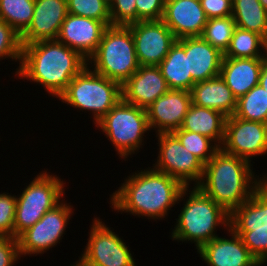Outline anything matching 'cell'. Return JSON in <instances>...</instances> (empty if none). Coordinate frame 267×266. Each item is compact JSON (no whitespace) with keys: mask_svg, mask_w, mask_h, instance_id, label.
Returning <instances> with one entry per match:
<instances>
[{"mask_svg":"<svg viewBox=\"0 0 267 266\" xmlns=\"http://www.w3.org/2000/svg\"><path fill=\"white\" fill-rule=\"evenodd\" d=\"M136 172L129 174L121 187L109 195L110 207L121 214L127 212L147 219H164L171 208L179 203L185 186L151 167Z\"/></svg>","mask_w":267,"mask_h":266,"instance_id":"6da1fadb","label":"cell"},{"mask_svg":"<svg viewBox=\"0 0 267 266\" xmlns=\"http://www.w3.org/2000/svg\"><path fill=\"white\" fill-rule=\"evenodd\" d=\"M88 61L57 40L22 45L21 61L15 75L42 85L50 97L58 98Z\"/></svg>","mask_w":267,"mask_h":266,"instance_id":"7a4b0ae2","label":"cell"},{"mask_svg":"<svg viewBox=\"0 0 267 266\" xmlns=\"http://www.w3.org/2000/svg\"><path fill=\"white\" fill-rule=\"evenodd\" d=\"M252 165L220 148L205 164L202 179L197 187L231 214L258 188L262 177L255 175Z\"/></svg>","mask_w":267,"mask_h":266,"instance_id":"3957f363","label":"cell"},{"mask_svg":"<svg viewBox=\"0 0 267 266\" xmlns=\"http://www.w3.org/2000/svg\"><path fill=\"white\" fill-rule=\"evenodd\" d=\"M186 195L187 199L184 198ZM182 200L184 206L171 232L173 240L184 243L190 241L195 244L198 251L204 244L219 236L216 231L220 226H225L226 230L229 228L230 214L197 186L190 189L185 187L180 194L179 202Z\"/></svg>","mask_w":267,"mask_h":266,"instance_id":"277c9868","label":"cell"},{"mask_svg":"<svg viewBox=\"0 0 267 266\" xmlns=\"http://www.w3.org/2000/svg\"><path fill=\"white\" fill-rule=\"evenodd\" d=\"M88 66L122 86L140 67L131 29L123 25L108 26Z\"/></svg>","mask_w":267,"mask_h":266,"instance_id":"5b68a950","label":"cell"},{"mask_svg":"<svg viewBox=\"0 0 267 266\" xmlns=\"http://www.w3.org/2000/svg\"><path fill=\"white\" fill-rule=\"evenodd\" d=\"M121 85L96 72L88 65L68 84L58 97L75 109L91 112L93 122L100 121L121 100Z\"/></svg>","mask_w":267,"mask_h":266,"instance_id":"8992f818","label":"cell"},{"mask_svg":"<svg viewBox=\"0 0 267 266\" xmlns=\"http://www.w3.org/2000/svg\"><path fill=\"white\" fill-rule=\"evenodd\" d=\"M95 126L105 133L123 160L143 148V136L145 132H151L146 109L127 103L122 98Z\"/></svg>","mask_w":267,"mask_h":266,"instance_id":"52a82bcc","label":"cell"},{"mask_svg":"<svg viewBox=\"0 0 267 266\" xmlns=\"http://www.w3.org/2000/svg\"><path fill=\"white\" fill-rule=\"evenodd\" d=\"M49 173L41 171L21 194L16 195L15 238L63 201L66 183L59 176Z\"/></svg>","mask_w":267,"mask_h":266,"instance_id":"ba28073f","label":"cell"},{"mask_svg":"<svg viewBox=\"0 0 267 266\" xmlns=\"http://www.w3.org/2000/svg\"><path fill=\"white\" fill-rule=\"evenodd\" d=\"M90 226L87 246L76 261L78 266H137L129 245L102 219L94 217Z\"/></svg>","mask_w":267,"mask_h":266,"instance_id":"9c48e42d","label":"cell"},{"mask_svg":"<svg viewBox=\"0 0 267 266\" xmlns=\"http://www.w3.org/2000/svg\"><path fill=\"white\" fill-rule=\"evenodd\" d=\"M73 211V206L63 200L55 208L47 211L32 227L22 232L17 237L20 257L44 254L60 243L63 234H66Z\"/></svg>","mask_w":267,"mask_h":266,"instance_id":"30bf717a","label":"cell"},{"mask_svg":"<svg viewBox=\"0 0 267 266\" xmlns=\"http://www.w3.org/2000/svg\"><path fill=\"white\" fill-rule=\"evenodd\" d=\"M156 137L159 154L153 169L177 179L185 187H189L191 182L197 186L202 179L205 164L189 152L173 133H160Z\"/></svg>","mask_w":267,"mask_h":266,"instance_id":"8fae6325","label":"cell"},{"mask_svg":"<svg viewBox=\"0 0 267 266\" xmlns=\"http://www.w3.org/2000/svg\"><path fill=\"white\" fill-rule=\"evenodd\" d=\"M220 148L251 163V158L267 154V124L227 117Z\"/></svg>","mask_w":267,"mask_h":266,"instance_id":"7c38bea8","label":"cell"},{"mask_svg":"<svg viewBox=\"0 0 267 266\" xmlns=\"http://www.w3.org/2000/svg\"><path fill=\"white\" fill-rule=\"evenodd\" d=\"M127 26L132 32L140 66H158L177 40L162 20L139 21Z\"/></svg>","mask_w":267,"mask_h":266,"instance_id":"4fadbf2b","label":"cell"},{"mask_svg":"<svg viewBox=\"0 0 267 266\" xmlns=\"http://www.w3.org/2000/svg\"><path fill=\"white\" fill-rule=\"evenodd\" d=\"M191 105L190 91L169 89L146 109L150 130L156 134L178 130Z\"/></svg>","mask_w":267,"mask_h":266,"instance_id":"5bb4252c","label":"cell"},{"mask_svg":"<svg viewBox=\"0 0 267 266\" xmlns=\"http://www.w3.org/2000/svg\"><path fill=\"white\" fill-rule=\"evenodd\" d=\"M107 27L102 21L68 13L56 40L88 61L96 52Z\"/></svg>","mask_w":267,"mask_h":266,"instance_id":"9a60e30c","label":"cell"},{"mask_svg":"<svg viewBox=\"0 0 267 266\" xmlns=\"http://www.w3.org/2000/svg\"><path fill=\"white\" fill-rule=\"evenodd\" d=\"M169 90L158 66H140L121 86L122 99L132 105L147 109Z\"/></svg>","mask_w":267,"mask_h":266,"instance_id":"2e32d148","label":"cell"},{"mask_svg":"<svg viewBox=\"0 0 267 266\" xmlns=\"http://www.w3.org/2000/svg\"><path fill=\"white\" fill-rule=\"evenodd\" d=\"M67 15L66 0H35L33 19L20 36L21 45L41 40H56Z\"/></svg>","mask_w":267,"mask_h":266,"instance_id":"e0dca14e","label":"cell"},{"mask_svg":"<svg viewBox=\"0 0 267 266\" xmlns=\"http://www.w3.org/2000/svg\"><path fill=\"white\" fill-rule=\"evenodd\" d=\"M207 20L199 0H165L162 21L176 39L201 36Z\"/></svg>","mask_w":267,"mask_h":266,"instance_id":"ac0fdd59","label":"cell"},{"mask_svg":"<svg viewBox=\"0 0 267 266\" xmlns=\"http://www.w3.org/2000/svg\"><path fill=\"white\" fill-rule=\"evenodd\" d=\"M229 239L217 236L197 252L208 266H261L243 244L240 236L227 229Z\"/></svg>","mask_w":267,"mask_h":266,"instance_id":"d6986e66","label":"cell"},{"mask_svg":"<svg viewBox=\"0 0 267 266\" xmlns=\"http://www.w3.org/2000/svg\"><path fill=\"white\" fill-rule=\"evenodd\" d=\"M188 55V74L195 82L205 81L220 75L224 54L212 47L201 36L176 40Z\"/></svg>","mask_w":267,"mask_h":266,"instance_id":"ffe728a7","label":"cell"},{"mask_svg":"<svg viewBox=\"0 0 267 266\" xmlns=\"http://www.w3.org/2000/svg\"><path fill=\"white\" fill-rule=\"evenodd\" d=\"M265 58H223L220 76L236 99L259 84Z\"/></svg>","mask_w":267,"mask_h":266,"instance_id":"44dd1931","label":"cell"},{"mask_svg":"<svg viewBox=\"0 0 267 266\" xmlns=\"http://www.w3.org/2000/svg\"><path fill=\"white\" fill-rule=\"evenodd\" d=\"M190 93L192 104L220 111L227 117L235 113L237 99L220 75L196 82Z\"/></svg>","mask_w":267,"mask_h":266,"instance_id":"7402d4cb","label":"cell"},{"mask_svg":"<svg viewBox=\"0 0 267 266\" xmlns=\"http://www.w3.org/2000/svg\"><path fill=\"white\" fill-rule=\"evenodd\" d=\"M226 119L227 116L220 111L192 104L181 129L204 135L221 147L224 141Z\"/></svg>","mask_w":267,"mask_h":266,"instance_id":"603a6c76","label":"cell"},{"mask_svg":"<svg viewBox=\"0 0 267 266\" xmlns=\"http://www.w3.org/2000/svg\"><path fill=\"white\" fill-rule=\"evenodd\" d=\"M158 67L169 89L190 91L196 83L191 74H188V55L177 41Z\"/></svg>","mask_w":267,"mask_h":266,"instance_id":"cb8c5ba5","label":"cell"},{"mask_svg":"<svg viewBox=\"0 0 267 266\" xmlns=\"http://www.w3.org/2000/svg\"><path fill=\"white\" fill-rule=\"evenodd\" d=\"M232 17L237 27L256 32L267 40V11L259 0H233Z\"/></svg>","mask_w":267,"mask_h":266,"instance_id":"d4e9b609","label":"cell"},{"mask_svg":"<svg viewBox=\"0 0 267 266\" xmlns=\"http://www.w3.org/2000/svg\"><path fill=\"white\" fill-rule=\"evenodd\" d=\"M267 40L256 32L235 27L224 58H266Z\"/></svg>","mask_w":267,"mask_h":266,"instance_id":"484cf974","label":"cell"},{"mask_svg":"<svg viewBox=\"0 0 267 266\" xmlns=\"http://www.w3.org/2000/svg\"><path fill=\"white\" fill-rule=\"evenodd\" d=\"M267 225V198L257 189L230 214L229 226Z\"/></svg>","mask_w":267,"mask_h":266,"instance_id":"4316f807","label":"cell"},{"mask_svg":"<svg viewBox=\"0 0 267 266\" xmlns=\"http://www.w3.org/2000/svg\"><path fill=\"white\" fill-rule=\"evenodd\" d=\"M234 116L267 124V92L257 84L245 95L237 99Z\"/></svg>","mask_w":267,"mask_h":266,"instance_id":"83f0119b","label":"cell"},{"mask_svg":"<svg viewBox=\"0 0 267 266\" xmlns=\"http://www.w3.org/2000/svg\"><path fill=\"white\" fill-rule=\"evenodd\" d=\"M35 0H0V18L20 36L32 22Z\"/></svg>","mask_w":267,"mask_h":266,"instance_id":"f1b7e54d","label":"cell"},{"mask_svg":"<svg viewBox=\"0 0 267 266\" xmlns=\"http://www.w3.org/2000/svg\"><path fill=\"white\" fill-rule=\"evenodd\" d=\"M235 27L232 15L208 19L201 37L224 54L230 45Z\"/></svg>","mask_w":267,"mask_h":266,"instance_id":"f546056e","label":"cell"},{"mask_svg":"<svg viewBox=\"0 0 267 266\" xmlns=\"http://www.w3.org/2000/svg\"><path fill=\"white\" fill-rule=\"evenodd\" d=\"M238 234L250 254L262 266L267 262V225L229 226Z\"/></svg>","mask_w":267,"mask_h":266,"instance_id":"4dcf8cb0","label":"cell"},{"mask_svg":"<svg viewBox=\"0 0 267 266\" xmlns=\"http://www.w3.org/2000/svg\"><path fill=\"white\" fill-rule=\"evenodd\" d=\"M173 134L189 152L198 157L204 164L220 149L212 139L196 132L179 128Z\"/></svg>","mask_w":267,"mask_h":266,"instance_id":"1f68e13d","label":"cell"},{"mask_svg":"<svg viewBox=\"0 0 267 266\" xmlns=\"http://www.w3.org/2000/svg\"><path fill=\"white\" fill-rule=\"evenodd\" d=\"M68 13L93 18L111 26L109 0H66Z\"/></svg>","mask_w":267,"mask_h":266,"instance_id":"d6a6232c","label":"cell"},{"mask_svg":"<svg viewBox=\"0 0 267 266\" xmlns=\"http://www.w3.org/2000/svg\"><path fill=\"white\" fill-rule=\"evenodd\" d=\"M21 53L20 35L0 18V61L10 58L12 61L19 62L20 65Z\"/></svg>","mask_w":267,"mask_h":266,"instance_id":"836d02e7","label":"cell"},{"mask_svg":"<svg viewBox=\"0 0 267 266\" xmlns=\"http://www.w3.org/2000/svg\"><path fill=\"white\" fill-rule=\"evenodd\" d=\"M111 25L127 26L137 22L135 0H109Z\"/></svg>","mask_w":267,"mask_h":266,"instance_id":"e575fe53","label":"cell"},{"mask_svg":"<svg viewBox=\"0 0 267 266\" xmlns=\"http://www.w3.org/2000/svg\"><path fill=\"white\" fill-rule=\"evenodd\" d=\"M16 195L0 193V237H14Z\"/></svg>","mask_w":267,"mask_h":266,"instance_id":"d590c367","label":"cell"},{"mask_svg":"<svg viewBox=\"0 0 267 266\" xmlns=\"http://www.w3.org/2000/svg\"><path fill=\"white\" fill-rule=\"evenodd\" d=\"M137 8V22L162 20L165 0H135Z\"/></svg>","mask_w":267,"mask_h":266,"instance_id":"8d00e7d4","label":"cell"},{"mask_svg":"<svg viewBox=\"0 0 267 266\" xmlns=\"http://www.w3.org/2000/svg\"><path fill=\"white\" fill-rule=\"evenodd\" d=\"M20 259L17 238L0 237V266H13Z\"/></svg>","mask_w":267,"mask_h":266,"instance_id":"74e56055","label":"cell"},{"mask_svg":"<svg viewBox=\"0 0 267 266\" xmlns=\"http://www.w3.org/2000/svg\"><path fill=\"white\" fill-rule=\"evenodd\" d=\"M208 19L232 15V0H199Z\"/></svg>","mask_w":267,"mask_h":266,"instance_id":"f35d334b","label":"cell"},{"mask_svg":"<svg viewBox=\"0 0 267 266\" xmlns=\"http://www.w3.org/2000/svg\"><path fill=\"white\" fill-rule=\"evenodd\" d=\"M259 84L266 90L267 92V57L262 65V70L260 74Z\"/></svg>","mask_w":267,"mask_h":266,"instance_id":"ab89813d","label":"cell"},{"mask_svg":"<svg viewBox=\"0 0 267 266\" xmlns=\"http://www.w3.org/2000/svg\"><path fill=\"white\" fill-rule=\"evenodd\" d=\"M266 198H267V176L262 175V178L258 184L257 188Z\"/></svg>","mask_w":267,"mask_h":266,"instance_id":"60d3db41","label":"cell"},{"mask_svg":"<svg viewBox=\"0 0 267 266\" xmlns=\"http://www.w3.org/2000/svg\"><path fill=\"white\" fill-rule=\"evenodd\" d=\"M259 2L262 4L263 8L267 11V0H259Z\"/></svg>","mask_w":267,"mask_h":266,"instance_id":"b9f144b4","label":"cell"}]
</instances>
